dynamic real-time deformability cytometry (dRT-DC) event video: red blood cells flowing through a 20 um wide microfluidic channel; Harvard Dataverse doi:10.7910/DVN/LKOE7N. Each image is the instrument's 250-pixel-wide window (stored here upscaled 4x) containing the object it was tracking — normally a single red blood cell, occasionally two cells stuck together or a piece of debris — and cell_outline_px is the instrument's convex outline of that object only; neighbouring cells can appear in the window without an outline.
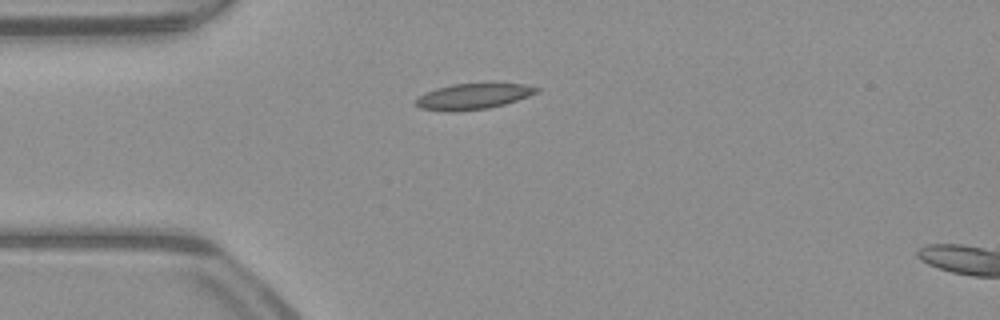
{"species": "common noctule bat (a hibernating species)", "species_latin": "Nyctalus noctula", "temperature_condition": "warm", "stored_images_in_passage": 4, "camera_frame_rate_fps": 3000, "um_per_image_px": 0.085, "animal": {"sex": "male", "body_mass_g": 23.1, "forearm_length_mm": 52.7}, "frame": {"image": 1, "passage_image": 1, "time_ms": 0.0, "image_size_px": [1000, 320], "cell_outline_px": [[540, 92], [504, 104], [488, 108], [452, 112], [420, 108], [412, 104], [412, 100], [424, 92], [436, 88], [452, 84], [524, 84], [540, 88]], "centroid_in_image_um": [40.13, 8.2], "position_along_channel_um": 44.9, "area_um2": 18.21}}